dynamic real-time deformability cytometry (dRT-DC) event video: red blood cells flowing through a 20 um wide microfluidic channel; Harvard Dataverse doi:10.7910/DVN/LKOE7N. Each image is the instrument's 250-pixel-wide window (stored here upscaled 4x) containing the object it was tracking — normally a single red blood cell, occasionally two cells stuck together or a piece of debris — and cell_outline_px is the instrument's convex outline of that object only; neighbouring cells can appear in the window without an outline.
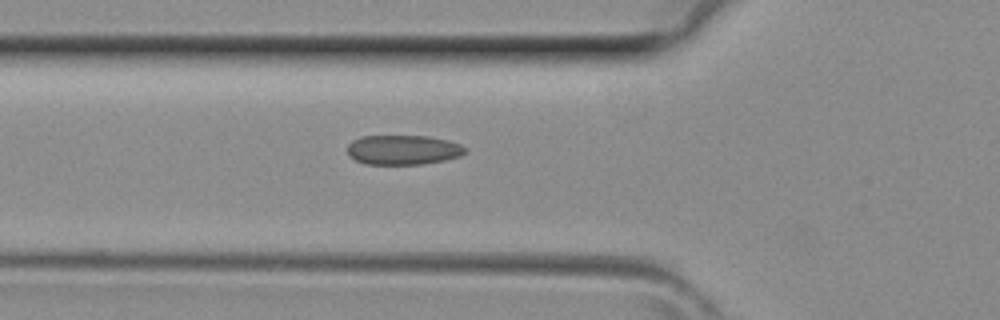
{"species": "common noctule bat (a hibernating species)", "species_latin": "Nyctalus noctula", "temperature_condition": "room temperature", "stored_images_in_passage": 4, "camera_frame_rate_fps": 3000, "um_per_image_px": 0.085, "animal": {"sex": "female", "body_mass_g": 29.2, "forearm_length_mm": 56.3}, "frame": {"image": 1, "passage_image": 4, "time_ms": 1.0, "image_size_px": [1000, 320], "cell_outline_px": [[468, 152], [460, 156], [444, 160], [420, 164], [364, 164], [348, 156], [348, 144], [352, 140], [360, 136], [428, 136], [448, 140], [460, 144], [468, 148]], "centroid_in_image_um": [34.27, 12.73], "position_along_channel_um": 91.5, "area_um2": 20.52}}